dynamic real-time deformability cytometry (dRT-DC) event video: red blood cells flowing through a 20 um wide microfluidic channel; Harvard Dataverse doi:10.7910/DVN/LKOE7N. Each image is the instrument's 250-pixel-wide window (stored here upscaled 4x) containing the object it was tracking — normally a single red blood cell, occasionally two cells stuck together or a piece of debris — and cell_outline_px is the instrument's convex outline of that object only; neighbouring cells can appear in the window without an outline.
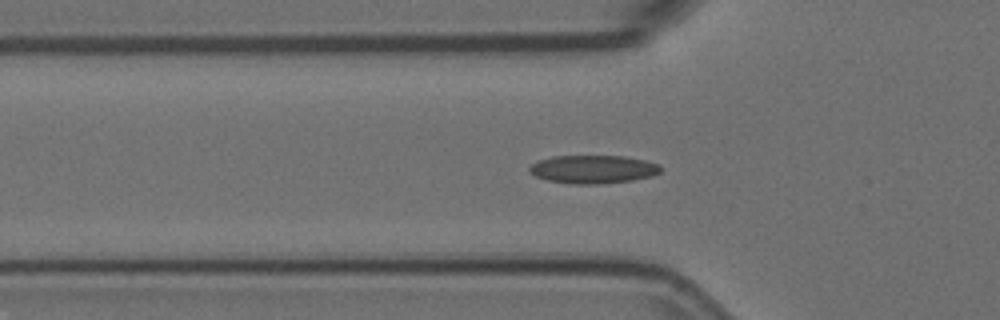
{"species": "Egyptian fruit bat (a non-hibernating species)", "species_latin": "Rousettus aegyptiacus", "temperature_condition": "room temperature", "stored_images_in_passage": 36, "camera_frame_rate_fps": 3000, "um_per_image_px": 0.085, "animal": {"sex": "female"}, "frame": {"image": 1, "passage_image": 4, "time_ms": 1.0, "image_size_px": [1000, 320], "cell_outline_px": [[664, 168], [660, 172], [652, 176], [632, 180], [600, 184], [572, 184], [548, 180], [536, 176], [528, 172], [528, 168], [532, 164], [540, 160], [552, 156], [624, 156], [648, 160], [660, 164]], "centroid_in_image_um": [50.46, 14.38], "position_along_channel_um": 75.3, "area_um2": 21.79}}
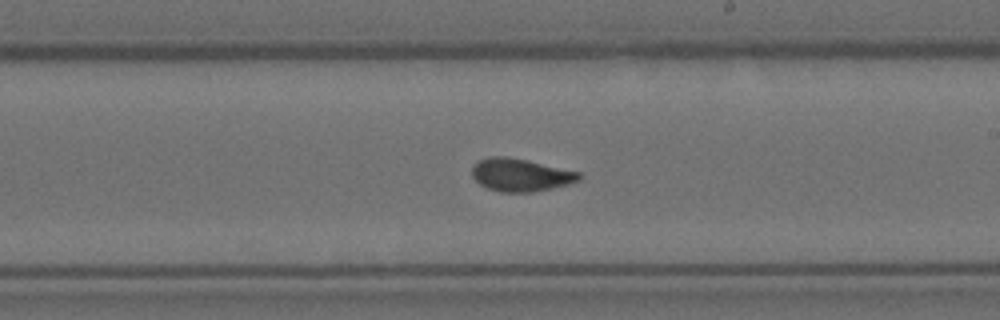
{"frame": {"image": 2, "passage_image": 18, "time_ms": 5.667, "image_size_px": [1000, 320], "cell_outline_px": [[580, 180], [568, 184], [552, 188], [532, 192], [500, 192], [488, 188], [480, 184], [472, 176], [472, 164], [480, 160], [492, 156], [504, 156], [528, 160], [580, 172]], "centroid_in_image_um": [44.23, 14.86], "position_along_channel_um": 244.8, "area_um2": 20.4}}
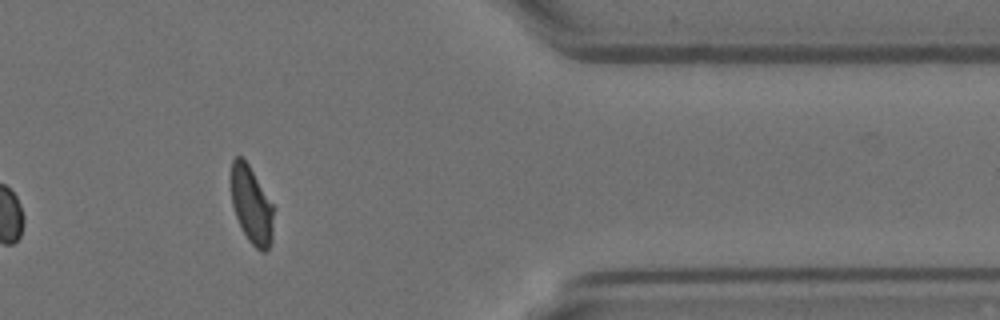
{"frame": {"image": 3, "passage_image": 32, "time_ms": 10.333, "image_size_px": [1000, 320], "cell_outline_px": [[272, 240], [268, 248], [264, 252], [260, 252], [248, 240], [236, 216], [232, 204], [232, 160], [236, 156], [240, 156], [248, 164], [272, 204]], "centroid_in_image_um": [21.37, 17.46], "position_along_channel_um": 390.0, "area_um2": 18.5}, "authors_computed_cell_mechanics": {"area_um2": 20.2878, "velocity_mm_per_s": 3.612, "shape_relaxation_time_tau1_ms": 5.5797, "shape_relaxation_time_tau2_ms": 1.1519, "deformation_change_tau1": 0.1586, "deformation_change_tau2": 0.0609}}